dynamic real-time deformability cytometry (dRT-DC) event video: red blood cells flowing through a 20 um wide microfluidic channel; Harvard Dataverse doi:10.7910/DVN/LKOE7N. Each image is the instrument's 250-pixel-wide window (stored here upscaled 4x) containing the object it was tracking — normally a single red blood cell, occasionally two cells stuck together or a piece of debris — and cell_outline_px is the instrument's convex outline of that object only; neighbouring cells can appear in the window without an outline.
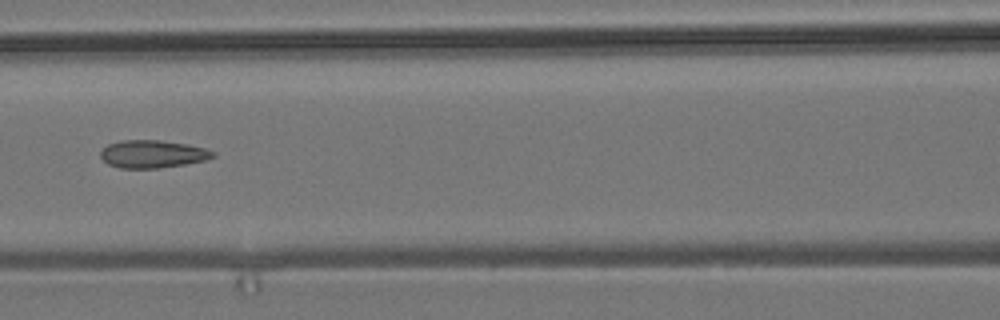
{"species": "common noctule bat (a hibernating species)", "species_latin": "Nyctalus noctula", "temperature_condition": "room temperature", "stored_images_in_passage": 6, "camera_frame_rate_fps": 3000, "um_per_image_px": 0.085, "animal": {"sex": "male", "body_mass_g": 19.2, "forearm_length_mm": 51.8}, "frame": {"image": 1, "passage_image": 6, "time_ms": 6.0, "image_size_px": [1000, 320], "cell_outline_px": [[216, 156], [204, 160], [184, 164], [160, 168], [120, 168], [108, 164], [100, 156], [100, 152], [108, 144], [120, 140], [160, 140], [188, 144], [204, 148], [216, 152]], "centroid_in_image_um": [12.97, 13.08], "position_along_channel_um": 153.6, "area_um2": 18.15}}